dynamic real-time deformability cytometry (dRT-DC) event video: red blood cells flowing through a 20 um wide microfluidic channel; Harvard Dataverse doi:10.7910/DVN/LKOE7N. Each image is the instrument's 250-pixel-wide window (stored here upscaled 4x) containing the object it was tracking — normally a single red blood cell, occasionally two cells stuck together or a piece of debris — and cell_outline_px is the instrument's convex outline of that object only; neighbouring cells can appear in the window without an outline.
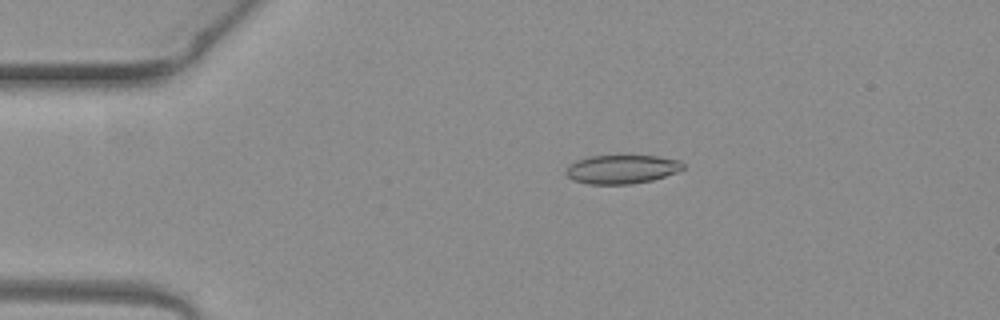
{"species": "common noctule bat (a hibernating species)", "species_latin": "Nyctalus noctula", "temperature_condition": "warm", "stored_images_in_passage": 3, "camera_frame_rate_fps": 3000, "um_per_image_px": 0.085, "animal": {"sex": "female", "body_mass_g": 19.3, "forearm_length_mm": 54.1}, "frame": {"image": 1, "passage_image": 2, "time_ms": 0.333, "image_size_px": [1000, 320], "cell_outline_px": [[684, 168], [676, 172], [652, 180], [628, 184], [588, 184], [572, 180], [564, 172], [568, 164], [576, 160], [588, 156], [656, 156], [680, 160], [684, 164]], "centroid_in_image_um": [52.8, 14.38], "position_along_channel_um": 32.2, "area_um2": 19.65}}